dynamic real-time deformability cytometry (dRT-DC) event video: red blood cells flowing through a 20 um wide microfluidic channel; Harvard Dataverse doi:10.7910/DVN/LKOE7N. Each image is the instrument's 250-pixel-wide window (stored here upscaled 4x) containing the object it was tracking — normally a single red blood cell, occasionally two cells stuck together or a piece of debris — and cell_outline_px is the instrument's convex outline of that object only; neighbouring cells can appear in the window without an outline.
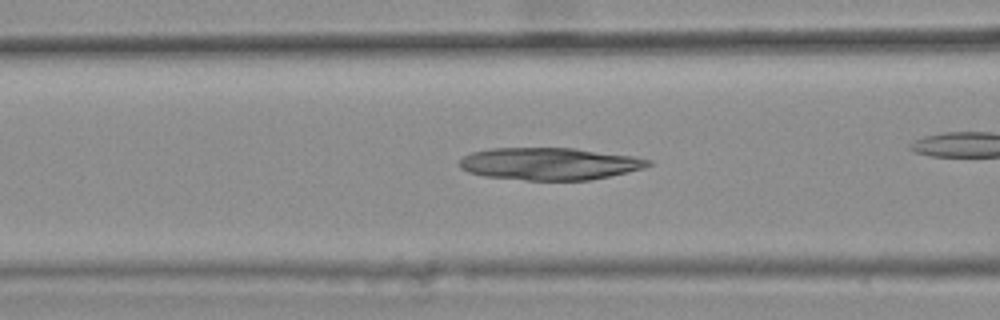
{"species": "common noctule bat (a hibernating species)", "species_latin": "Nyctalus noctula", "temperature_condition": "warm", "stored_images_in_passage": 38, "camera_frame_rate_fps": 3000, "um_per_image_px": 0.085, "animal": {"sex": "female", "body_mass_g": 25.1}, "frame": {"image": 1, "passage_image": 12, "time_ms": 3.667, "image_size_px": [1000, 320], "cell_outline_px": [[652, 164], [644, 168], [592, 180], [524, 180], [484, 176], [468, 172], [460, 168], [460, 160], [464, 156], [472, 152], [492, 148], [572, 148], [632, 156], [652, 160]], "centroid_in_image_um": [46.7, 13.92], "position_along_channel_um": 119.9, "area_um2": 35.37}}